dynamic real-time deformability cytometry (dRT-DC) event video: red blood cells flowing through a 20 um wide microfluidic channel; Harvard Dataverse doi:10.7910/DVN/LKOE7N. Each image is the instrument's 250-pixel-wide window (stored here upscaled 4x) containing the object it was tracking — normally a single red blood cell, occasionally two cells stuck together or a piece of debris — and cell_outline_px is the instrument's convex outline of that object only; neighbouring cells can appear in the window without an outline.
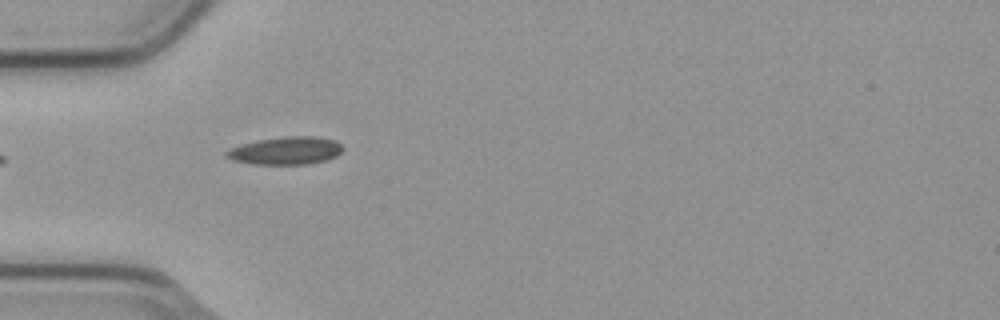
{"species": "common noctule bat (a hibernating species)", "species_latin": "Nyctalus noctula", "temperature_condition": "cold", "stored_images_in_passage": 8, "camera_frame_rate_fps": 3000, "um_per_image_px": 0.085, "animal": {"sex": "male", "body_mass_g": 23.1, "forearm_length_mm": 52.7}, "frame": {"image": 1, "passage_image": 4, "time_ms": 1.0, "image_size_px": [1000, 320], "cell_outline_px": [[344, 148], [336, 156], [328, 160], [308, 164], [252, 164], [232, 160], [224, 156], [224, 152], [232, 148], [256, 140], [288, 136], [312, 136], [336, 140]], "centroid_in_image_um": [24.3, 12.81], "position_along_channel_um": 60.7, "area_um2": 18.84}}
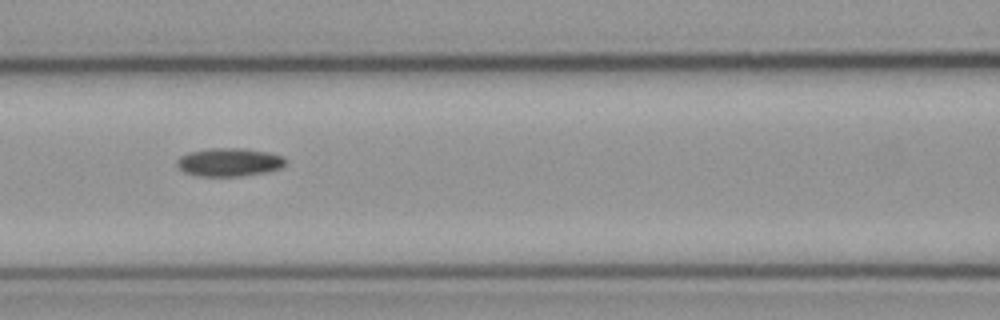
{"frame": {"image": 2, "passage_image": 6, "time_ms": 1.667, "image_size_px": [1000, 320], "cell_outline_px": [[284, 164], [280, 168], [264, 172], [240, 176], [200, 176], [184, 172], [176, 164], [176, 160], [180, 156], [188, 152], [208, 148], [244, 148], [268, 152], [284, 156]], "centroid_in_image_um": [19.44, 13.77], "position_along_channel_um": 147.2, "area_um2": 17.86}}
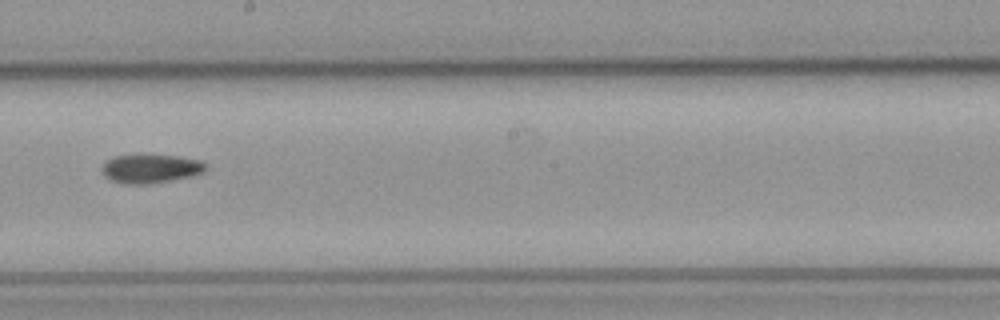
{"frame": {"image": 3, "passage_image": 8, "time_ms": 2.333, "image_size_px": [1000, 320], "cell_outline_px": [[204, 172], [192, 176], [152, 184], [124, 184], [108, 180], [100, 172], [100, 168], [108, 160], [116, 156], [176, 156], [200, 160], [204, 164]], "centroid_in_image_um": [12.75, 14.37], "position_along_channel_um": 235.5, "area_um2": 17.22}}